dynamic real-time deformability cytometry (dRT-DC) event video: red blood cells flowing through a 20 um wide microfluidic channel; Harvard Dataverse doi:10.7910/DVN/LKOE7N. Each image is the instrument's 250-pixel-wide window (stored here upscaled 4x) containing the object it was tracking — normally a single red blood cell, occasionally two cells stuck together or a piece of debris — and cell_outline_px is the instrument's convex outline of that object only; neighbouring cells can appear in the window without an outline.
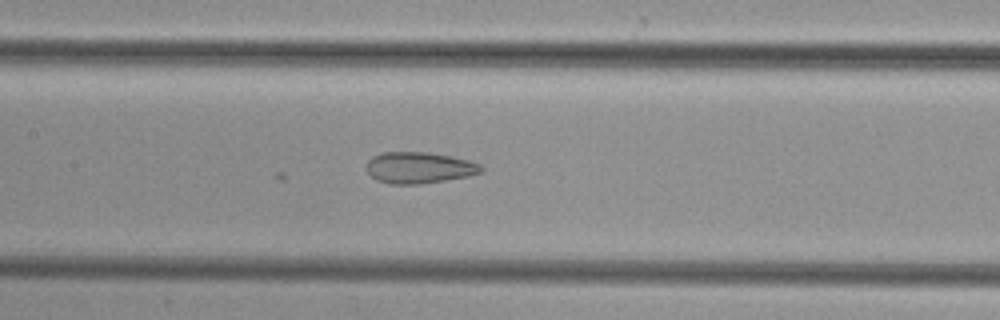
{"species": "common noctule bat (a hibernating species)", "species_latin": "Nyctalus noctula", "temperature_condition": "cold", "stored_images_in_passage": 34, "camera_frame_rate_fps": 3000, "um_per_image_px": 0.085, "animal": {"sex": "female", "body_mass_g": 29.2, "forearm_length_mm": 56.3}, "frame": {"image": 1, "passage_image": 8, "time_ms": 2.333, "image_size_px": [1000, 320], "cell_outline_px": [[484, 172], [468, 176], [420, 184], [388, 184], [376, 180], [368, 172], [368, 160], [372, 156], [384, 152], [428, 152], [452, 156], [468, 160], [480, 164], [484, 168]], "centroid_in_image_um": [35.65, 14.25], "position_along_channel_um": 171.7, "area_um2": 20.98}}
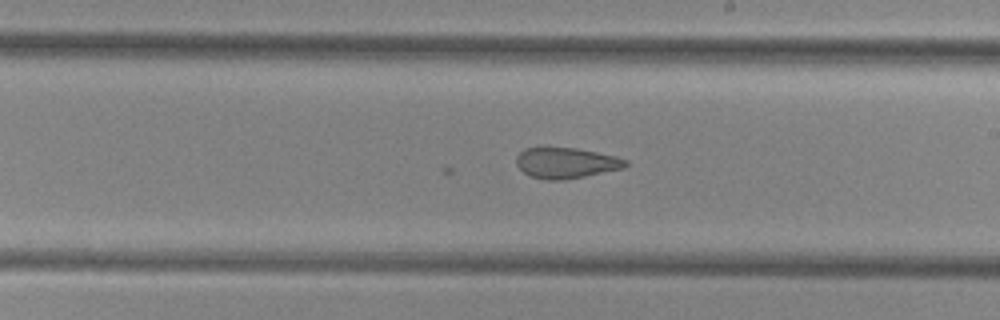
{"frame": {"image": 2, "passage_image": 13, "time_ms": 4.0, "image_size_px": [1000, 320], "cell_outline_px": [[628, 164], [624, 168], [564, 180], [544, 180], [532, 176], [524, 172], [516, 164], [516, 156], [524, 148], [540, 144], [544, 144], [576, 148], [616, 156], [628, 160]], "centroid_in_image_um": [48.06, 13.79], "position_along_channel_um": 240.9, "area_um2": 20.23}}
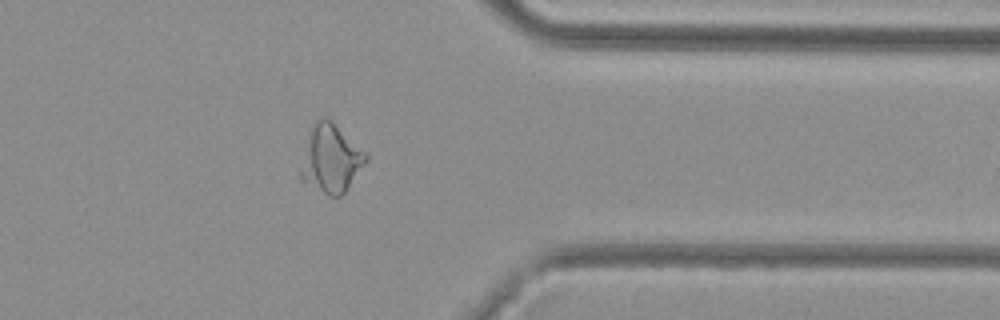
{"frame": {"image": 3, "passage_image": 24, "time_ms": 7.667, "image_size_px": [1000, 320], "cell_outline_px": [[368, 160], [344, 192], [340, 196], [328, 196], [300, 184], [300, 172], [312, 128], [316, 120], [324, 116], [364, 152], [368, 156]], "centroid_in_image_um": [28.09, 13.6], "position_along_channel_um": 383.3, "area_um2": 24.97}}